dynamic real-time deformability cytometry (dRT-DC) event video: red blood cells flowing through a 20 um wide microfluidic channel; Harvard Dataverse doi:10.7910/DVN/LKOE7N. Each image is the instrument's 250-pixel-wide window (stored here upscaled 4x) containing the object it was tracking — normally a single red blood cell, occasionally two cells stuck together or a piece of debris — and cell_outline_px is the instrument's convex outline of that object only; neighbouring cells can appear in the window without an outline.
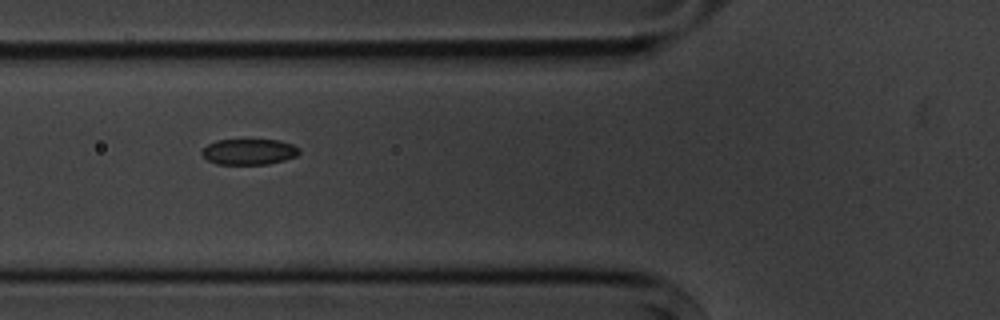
{"species": "common noctule bat (a hibernating species)", "species_latin": "Nyctalus noctula", "temperature_condition": "cold", "stored_images_in_passage": 15, "camera_frame_rate_fps": 3000, "um_per_image_px": 0.085, "animal": {"sex": "male", "body_mass_g": 20.1, "forearm_length_mm": 53.5}, "frame": {"image": 1, "passage_image": 6, "time_ms": 6.667, "image_size_px": [1000, 320], "cell_outline_px": [[300, 152], [296, 156], [284, 160], [268, 164], [216, 164], [208, 160], [200, 152], [208, 144], [216, 140], [280, 140], [292, 144], [300, 148]], "centroid_in_image_um": [21.18, 12.9], "position_along_channel_um": 104.6, "area_um2": 14.62}}
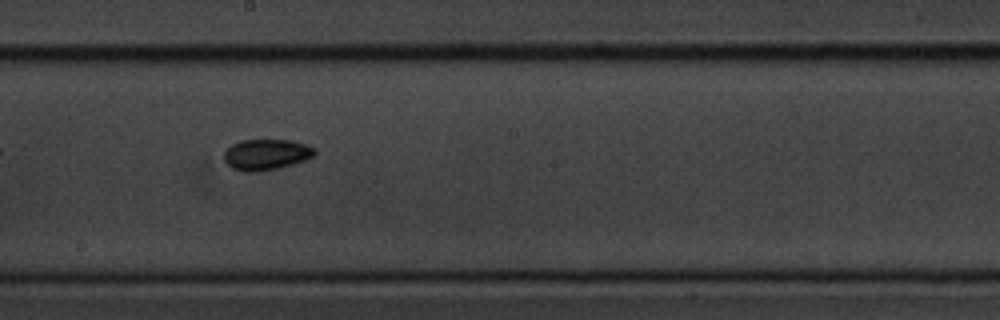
{"frame": {"image": 2, "passage_image": 9, "time_ms": 10.0, "image_size_px": [1000, 320], "cell_outline_px": [[316, 156], [292, 164], [276, 168], [248, 172], [244, 172], [232, 168], [224, 160], [224, 152], [232, 144], [240, 140], [292, 140], [316, 148]], "centroid_in_image_um": [22.64, 13.12], "position_along_channel_um": 225.6, "area_um2": 16.18}}
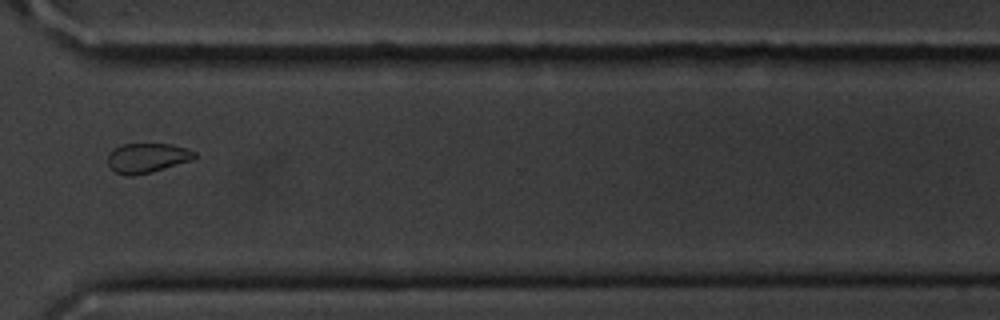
{"frame": {"image": 3, "passage_image": 12, "time_ms": 13.667, "image_size_px": [1000, 320], "cell_outline_px": [[196, 156], [192, 160], [148, 172], [132, 176], [128, 176], [116, 172], [108, 164], [108, 152], [124, 144], [172, 144], [188, 148], [196, 152]], "centroid_in_image_um": [12.52, 13.4], "position_along_channel_um": 358.1, "area_um2": 14.74}, "authors_computed_cell_mechanics": {"area_um2": 16.0684, "velocity_mm_per_s": 3.6178, "shape_relaxation_time_tau1_ms": 1.7066, "shape_relaxation_time_tau2_ms": 0.9523, "deformation_change_tau1": 0.0656, "deformation_change_tau2": 0.0457}}